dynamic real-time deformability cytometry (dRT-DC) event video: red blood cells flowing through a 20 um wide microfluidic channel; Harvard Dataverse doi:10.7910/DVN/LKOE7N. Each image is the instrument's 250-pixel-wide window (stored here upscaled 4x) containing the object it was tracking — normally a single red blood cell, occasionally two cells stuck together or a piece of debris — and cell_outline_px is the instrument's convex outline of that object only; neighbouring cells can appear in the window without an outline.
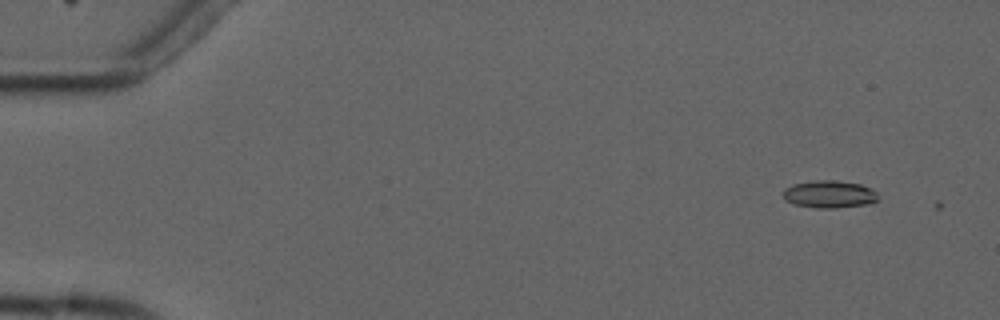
{"species": "common noctule bat (a hibernating species)", "species_latin": "Nyctalus noctula", "temperature_condition": "cold", "stored_images_in_passage": 2, "camera_frame_rate_fps": 3000, "um_per_image_px": 0.085, "animal": {"sex": "male", "forearm_length_mm": 52.5}, "frame": {"image": 1, "passage_image": 1, "time_ms": 0.0, "image_size_px": [1000, 320], "cell_outline_px": [[876, 200], [872, 204], [836, 208], [816, 208], [796, 204], [788, 200], [784, 196], [784, 188], [792, 184], [816, 180], [836, 180], [860, 184], [872, 188], [876, 192]], "centroid_in_image_um": [70.53, 16.5], "position_along_channel_um": 14.5, "area_um2": 15.14}}